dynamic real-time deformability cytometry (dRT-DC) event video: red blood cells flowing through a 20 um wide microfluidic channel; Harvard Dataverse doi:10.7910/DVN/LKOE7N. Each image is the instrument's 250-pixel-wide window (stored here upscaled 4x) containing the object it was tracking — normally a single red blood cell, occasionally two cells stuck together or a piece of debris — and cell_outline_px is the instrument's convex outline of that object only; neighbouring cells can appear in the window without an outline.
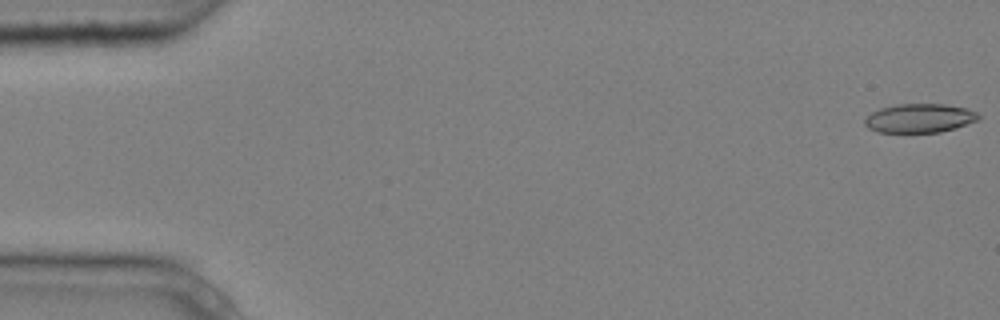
{"species": "common noctule bat (a hibernating species)", "species_latin": "Nyctalus noctula", "temperature_condition": "cold", "stored_images_in_passage": 7, "camera_frame_rate_fps": 3000, "um_per_image_px": 0.085, "animal": {"sex": "male", "body_mass_g": 20.4}, "frame": {"image": 1, "passage_image": 1, "time_ms": 0.0, "image_size_px": [1000, 320], "cell_outline_px": [[980, 120], [956, 128], [940, 132], [876, 132], [868, 128], [864, 124], [864, 120], [872, 112], [880, 108], [896, 104], [944, 104], [968, 108], [976, 112], [980, 116]], "centroid_in_image_um": [78.18, 10.04], "position_along_channel_um": 6.8, "area_um2": 19.31}}
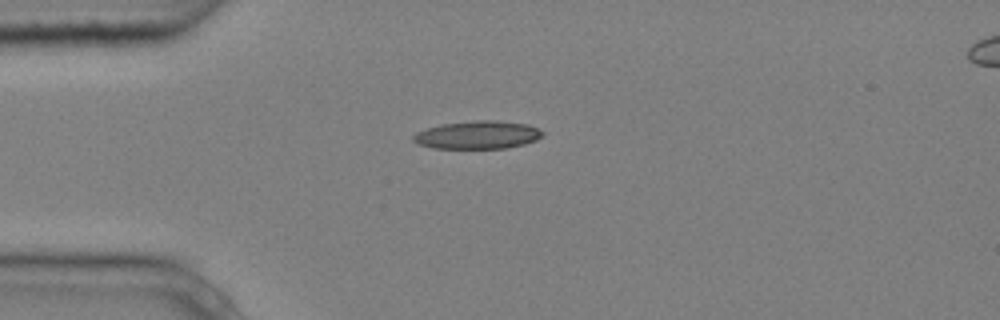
{"frame": {"image": 2, "passage_image": 5, "time_ms": 1.333, "image_size_px": [1000, 320], "cell_outline_px": [[544, 136], [536, 140], [524, 144], [508, 148], [432, 148], [416, 144], [412, 140], [412, 136], [416, 132], [440, 124], [476, 120], [496, 120], [528, 124], [544, 132]], "centroid_in_image_um": [40.59, 11.47], "position_along_channel_um": 44.4, "area_um2": 21.27}}
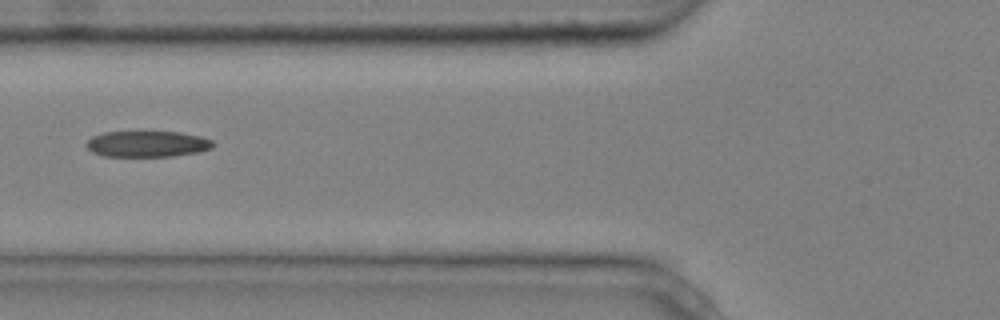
{"frame": {"image": 3, "passage_image": 7, "time_ms": 2.0, "image_size_px": [1000, 320], "cell_outline_px": [[216, 144], [212, 148], [200, 152], [172, 156], [104, 156], [92, 152], [84, 144], [92, 136], [104, 132], [180, 132], [200, 136], [212, 140]], "centroid_in_image_um": [12.54, 12.23], "position_along_channel_um": 113.3, "area_um2": 19.31}}